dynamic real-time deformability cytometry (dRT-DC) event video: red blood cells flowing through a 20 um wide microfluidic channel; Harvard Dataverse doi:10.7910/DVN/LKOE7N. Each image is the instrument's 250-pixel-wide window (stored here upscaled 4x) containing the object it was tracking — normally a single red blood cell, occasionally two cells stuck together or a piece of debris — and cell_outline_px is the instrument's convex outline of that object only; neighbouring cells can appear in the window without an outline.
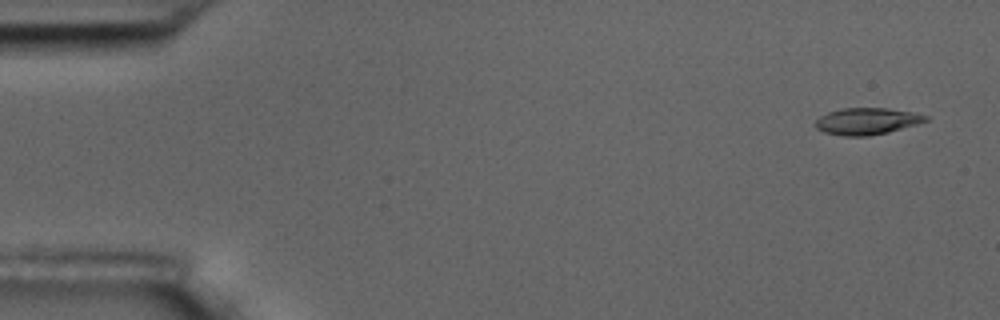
{"species": "common noctule bat (a hibernating species)", "species_latin": "Nyctalus noctula", "temperature_condition": "room temperature", "stored_images_in_passage": 5, "camera_frame_rate_fps": 3000, "um_per_image_px": 0.085, "animal": {"sex": "male", "body_mass_g": 17.5, "forearm_length_mm": 52.3}, "frame": {"image": 1, "passage_image": 1, "time_ms": 0.0, "image_size_px": [1000, 320], "cell_outline_px": [[928, 120], [916, 124], [888, 132], [868, 136], [844, 136], [824, 132], [816, 128], [816, 120], [820, 116], [828, 112], [844, 108], [888, 108], [916, 112], [928, 116]], "centroid_in_image_um": [73.7, 10.29], "position_along_channel_um": 11.3, "area_um2": 17.11}}
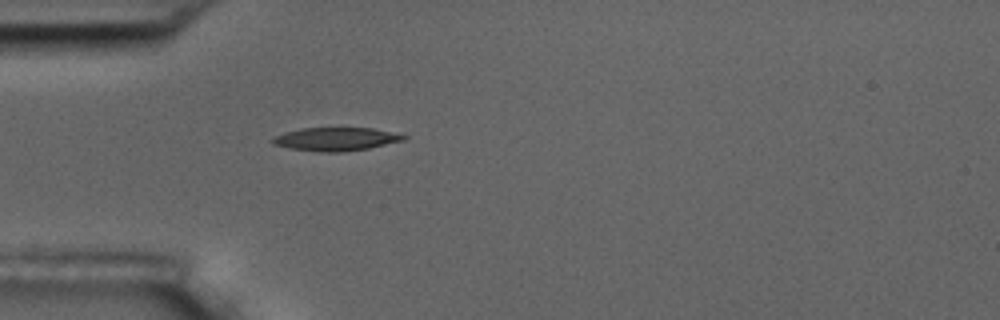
{"frame": {"image": 2, "passage_image": 5, "time_ms": 4.667, "image_size_px": [1000, 320], "cell_outline_px": [[408, 136], [404, 140], [368, 148], [340, 152], [320, 152], [292, 148], [272, 144], [272, 136], [284, 132], [300, 128], [372, 128]], "centroid_in_image_um": [28.5, 11.82], "position_along_channel_um": 56.5, "area_um2": 17.63}}